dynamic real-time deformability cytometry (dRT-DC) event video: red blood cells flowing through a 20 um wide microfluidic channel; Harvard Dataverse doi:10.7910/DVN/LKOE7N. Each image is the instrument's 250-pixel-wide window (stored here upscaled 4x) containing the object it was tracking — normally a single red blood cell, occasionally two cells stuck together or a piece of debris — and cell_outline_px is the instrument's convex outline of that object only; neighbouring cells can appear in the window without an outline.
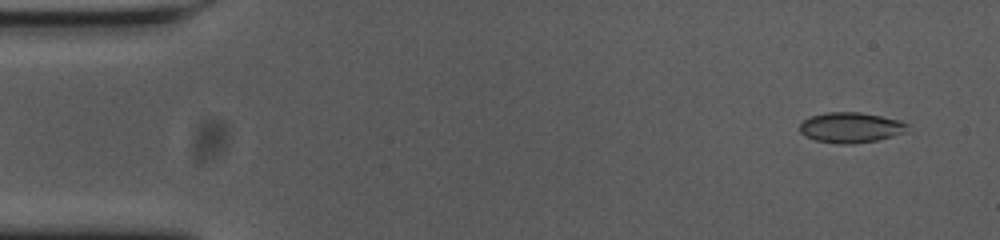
{"species": "common noctule bat (a hibernating species)", "species_latin": "Nyctalus noctula", "temperature_condition": "cold", "stored_images_in_passage": 55, "camera_frame_rate_fps": 3000, "um_per_image_px": 0.085, "animal": {"sex": "female", "body_mass_g": 23.0, "forearm_length_mm": 53.4}, "frame": {"image": 1, "passage_image": 3, "time_ms": 0.667, "image_size_px": [1000, 240], "cell_outline_px": [[908, 132], [876, 140], [852, 144], [840, 144], [816, 140], [804, 136], [800, 132], [800, 124], [804, 120], [812, 116], [828, 112], [860, 112], [900, 120], [908, 124]], "centroid_in_image_um": [72.33, 10.84], "position_along_channel_um": 12.7, "area_um2": 19.02}}
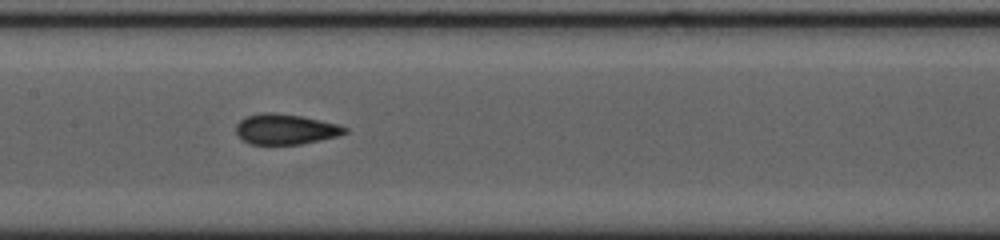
{"frame": {"image": 2, "passage_image": 26, "time_ms": 8.333, "image_size_px": [1000, 240], "cell_outline_px": [[348, 132], [336, 136], [320, 140], [300, 144], [248, 144], [236, 132], [236, 124], [240, 120], [248, 116], [264, 112], [272, 112], [300, 116], [320, 120], [336, 124], [348, 128]], "centroid_in_image_um": [24.26, 10.98], "position_along_channel_um": 183.1, "area_um2": 19.02}}
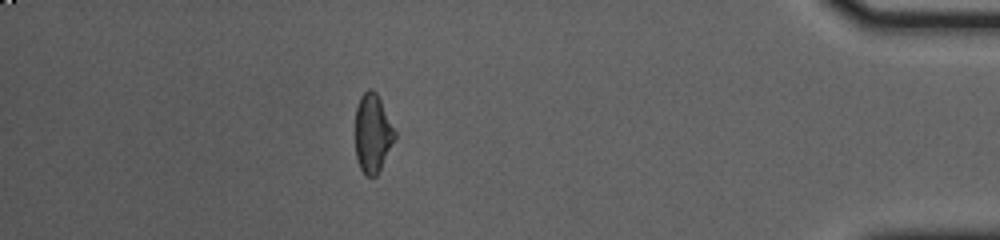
{"frame": {"image": 3, "passage_image": 48, "time_ms": 15.667, "image_size_px": [1000, 240], "cell_outline_px": [[396, 136], [376, 176], [364, 176], [360, 168], [356, 156], [356, 108], [360, 96], [368, 88], [372, 88], [376, 92], [396, 132]], "centroid_in_image_um": [31.66, 11.31], "position_along_channel_um": 403.5, "area_um2": 17.86}, "authors_computed_cell_mechanics": {"area_um2": 18.9006, "velocity_mm_per_s": 3.6765, "shape_relaxation_time_tau1_ms": null, "shape_relaxation_time_tau2_ms": 1.6085, "deformation_change_tau1": null, "deformation_change_tau2": 0.0537}}